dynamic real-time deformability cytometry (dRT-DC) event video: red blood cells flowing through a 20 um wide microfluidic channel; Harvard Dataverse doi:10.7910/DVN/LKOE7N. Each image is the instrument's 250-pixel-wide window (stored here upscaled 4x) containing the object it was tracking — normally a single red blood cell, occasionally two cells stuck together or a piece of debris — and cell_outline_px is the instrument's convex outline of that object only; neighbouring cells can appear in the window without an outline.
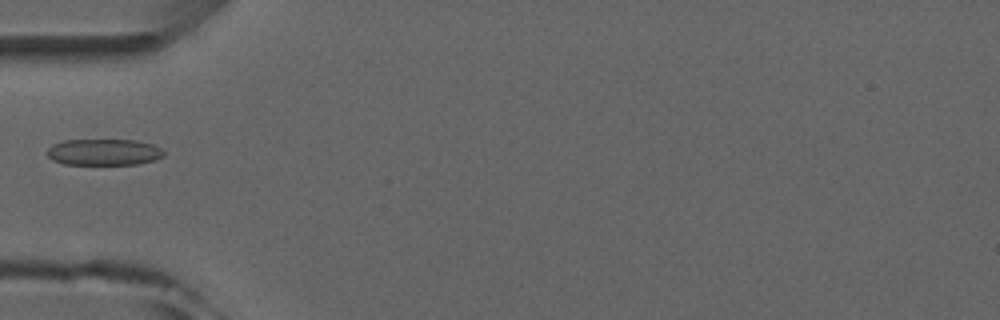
{"species": "common noctule bat (a hibernating species)", "species_latin": "Nyctalus noctula", "temperature_condition": "room temperature", "stored_images_in_passage": 5, "camera_frame_rate_fps": 3000, "um_per_image_px": 0.085, "animal": {"sex": "male", "forearm_length_mm": 52.5}, "frame": {"image": 1, "passage_image": 5, "time_ms": 5.333, "image_size_px": [1000, 320], "cell_outline_px": [[164, 156], [152, 160], [136, 164], [64, 164], [52, 160], [48, 156], [48, 148], [52, 144], [64, 140], [136, 140], [152, 144], [160, 148], [164, 152]], "centroid_in_image_um": [8.8, 12.92], "position_along_channel_um": 76.2, "area_um2": 17.8}}